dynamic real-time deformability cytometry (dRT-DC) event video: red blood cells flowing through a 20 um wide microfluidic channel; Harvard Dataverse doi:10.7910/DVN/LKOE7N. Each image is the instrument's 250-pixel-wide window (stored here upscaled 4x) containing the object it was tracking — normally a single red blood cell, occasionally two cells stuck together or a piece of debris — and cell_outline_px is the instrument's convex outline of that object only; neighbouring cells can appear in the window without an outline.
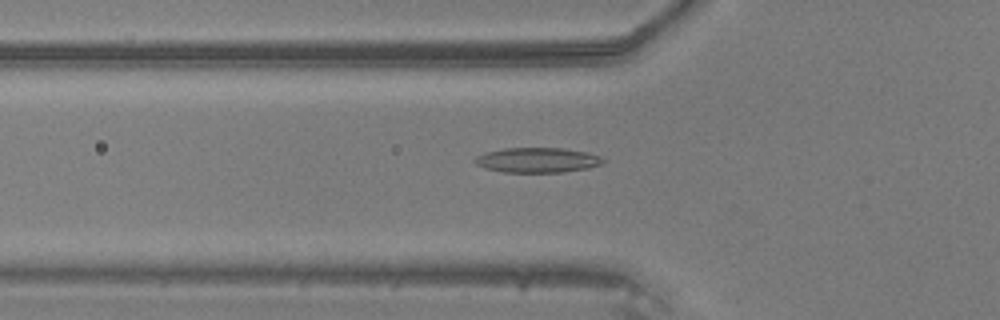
{"species": "common noctule bat (a hibernating species)", "species_latin": "Nyctalus noctula", "temperature_condition": "warm", "stored_images_in_passage": 42, "camera_frame_rate_fps": 3000, "um_per_image_px": 0.085, "animal": {"sex": "male", "body_mass_g": 20.5, "forearm_length_mm": 52.5}, "frame": {"image": 1, "passage_image": 16, "time_ms": 5.0, "image_size_px": [1000, 320], "cell_outline_px": [[608, 160], [604, 164], [588, 168], [564, 172], [504, 172], [484, 168], [476, 164], [472, 160], [476, 156], [484, 152], [504, 148], [564, 148], [588, 152], [600, 156]], "centroid_in_image_um": [45.71, 13.6], "position_along_channel_um": 80.1, "area_um2": 18.96}}
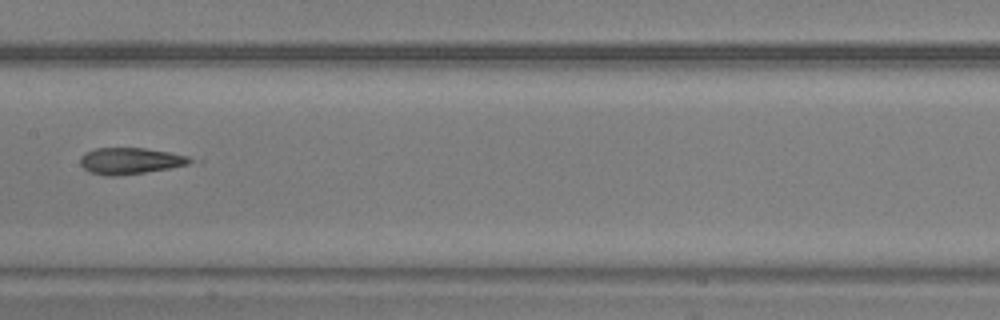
{"frame": {"image": 2, "passage_image": 24, "time_ms": 7.667, "image_size_px": [1000, 320], "cell_outline_px": [[204, 164], [144, 172], [112, 176], [104, 176], [88, 172], [80, 164], [80, 156], [84, 152], [96, 148], [144, 148], [168, 152], [188, 156], [204, 160]], "centroid_in_image_um": [11.27, 13.68], "position_along_channel_um": 196.1, "area_um2": 17.74}}
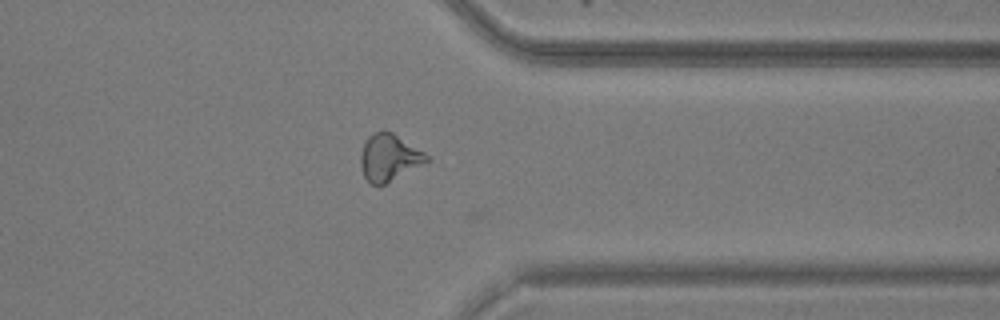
{"frame": {"image": 3, "passage_image": 37, "time_ms": 12.0, "image_size_px": [1000, 320], "cell_outline_px": [[432, 160], [384, 184], [372, 184], [364, 176], [360, 164], [360, 156], [364, 144], [368, 136], [372, 132], [384, 128], [392, 132], [424, 152]], "centroid_in_image_um": [33.07, 13.35], "position_along_channel_um": 378.3, "area_um2": 18.03}}